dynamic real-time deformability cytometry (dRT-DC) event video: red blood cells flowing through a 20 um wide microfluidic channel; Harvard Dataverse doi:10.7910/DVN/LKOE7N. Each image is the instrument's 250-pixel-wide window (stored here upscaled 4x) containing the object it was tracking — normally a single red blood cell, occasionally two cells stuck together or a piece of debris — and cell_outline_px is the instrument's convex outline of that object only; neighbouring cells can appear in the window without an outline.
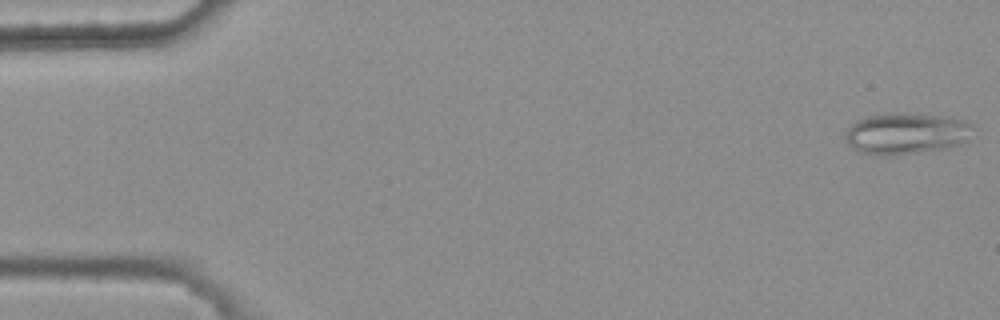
{"species": "common noctule bat (a hibernating species)", "species_latin": "Nyctalus noctula", "temperature_condition": "warm", "stored_images_in_passage": 5, "camera_frame_rate_fps": 3000, "um_per_image_px": 0.085, "animal": {"sex": "female", "body_mass_g": 25.1}, "frame": {"image": 1, "passage_image": 1, "time_ms": 0.0, "image_size_px": [1000, 320], "cell_outline_px": [[972, 128], [968, 140], [960, 144], [944, 148], [892, 156], [872, 156], [860, 152], [852, 148], [848, 144], [844, 136], [848, 128], [856, 120], [864, 116], [892, 112], [912, 112], [944, 116], [964, 120], [972, 124]], "centroid_in_image_um": [76.98, 11.33], "position_along_channel_um": 8.0, "area_um2": 31.39}}